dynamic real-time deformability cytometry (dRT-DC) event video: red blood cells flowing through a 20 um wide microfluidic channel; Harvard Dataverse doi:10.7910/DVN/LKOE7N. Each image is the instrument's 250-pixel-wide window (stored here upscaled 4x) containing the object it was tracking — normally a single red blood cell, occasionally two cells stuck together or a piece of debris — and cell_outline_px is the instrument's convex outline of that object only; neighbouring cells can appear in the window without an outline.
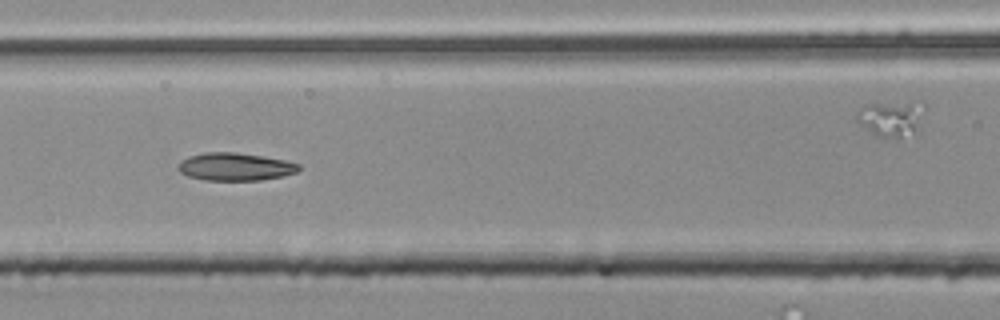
{"species": "common noctule bat (a hibernating species)", "species_latin": "Nyctalus noctula", "temperature_condition": "room temperature", "stored_images_in_passage": 5, "camera_frame_rate_fps": 3000, "um_per_image_px": 0.085, "animal": {"sex": "male", "body_mass_g": 20.4}, "frame": {"image": 1, "passage_image": 4, "time_ms": 1.0, "image_size_px": [1000, 320], "cell_outline_px": [[300, 168], [296, 172], [284, 176], [260, 180], [204, 180], [188, 176], [180, 172], [176, 168], [180, 160], [188, 156], [204, 152], [236, 152], [284, 160], [300, 164]], "centroid_in_image_um": [19.94, 14.17], "position_along_channel_um": 146.7, "area_um2": 19.59}}